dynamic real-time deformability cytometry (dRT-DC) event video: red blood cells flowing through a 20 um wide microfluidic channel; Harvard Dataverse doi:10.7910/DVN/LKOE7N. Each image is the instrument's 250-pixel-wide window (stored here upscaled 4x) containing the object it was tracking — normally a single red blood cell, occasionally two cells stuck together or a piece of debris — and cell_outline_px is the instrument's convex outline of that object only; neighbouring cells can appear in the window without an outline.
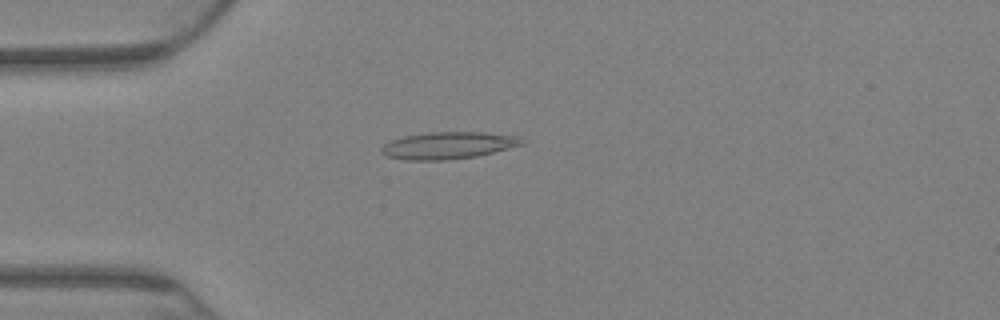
{"species": "Egyptian fruit bat (a non-hibernating species)", "species_latin": "Rousettus aegyptiacus", "temperature_condition": "warm", "stored_images_in_passage": 74, "camera_frame_rate_fps": 3000, "um_per_image_px": 0.085, "animal": {"sex": "female"}, "frame": {"image": 1, "passage_image": 20, "time_ms": 6.333, "image_size_px": [1000, 320], "cell_outline_px": [[528, 140], [524, 144], [476, 156], [444, 160], [408, 160], [388, 156], [380, 152], [380, 148], [388, 140], [404, 136], [428, 132], [484, 132], [520, 136]], "centroid_in_image_um": [38.11, 12.34], "position_along_channel_um": 46.9, "area_um2": 22.25}}
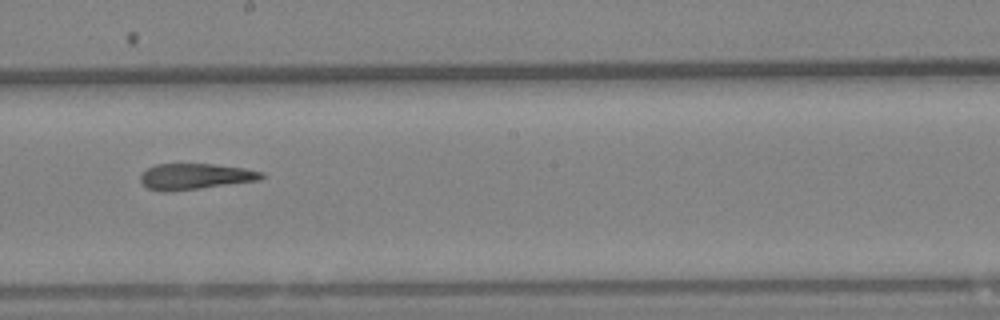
{"frame": {"image": 2, "passage_image": 42, "time_ms": 13.667, "image_size_px": [1000, 320], "cell_outline_px": [[264, 176], [260, 180], [200, 188], [168, 192], [160, 192], [148, 188], [140, 180], [140, 176], [148, 168], [156, 164], [212, 164], [244, 168], [264, 172]], "centroid_in_image_um": [16.59, 15.0], "position_along_channel_um": 231.6, "area_um2": 18.21}}
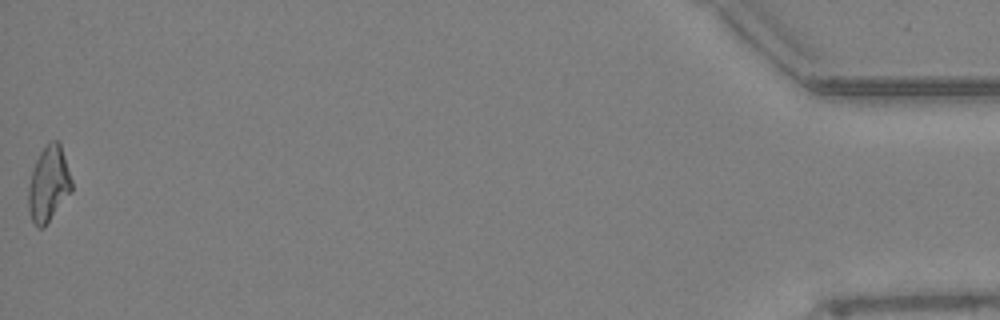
{"frame": {"image": 3, "passage_image": 74, "time_ms": 24.333, "image_size_px": [1000, 320], "cell_outline_px": [[72, 192], [44, 228], [36, 228], [32, 220], [28, 208], [28, 188], [32, 168], [40, 152], [52, 140], [60, 140], [72, 180]], "centroid_in_image_um": [4.14, 15.66], "position_along_channel_um": 431.1, "area_um2": 19.31}, "authors_computed_cell_mechanics": {"area_um2": 19.3052, "velocity_mm_per_s": 2.7715, "shape_relaxation_time_tau1_ms": null, "shape_relaxation_time_tau2_ms": 6.9919, "deformation_change_tau1": null, "deformation_change_tau2": 0.1791}}